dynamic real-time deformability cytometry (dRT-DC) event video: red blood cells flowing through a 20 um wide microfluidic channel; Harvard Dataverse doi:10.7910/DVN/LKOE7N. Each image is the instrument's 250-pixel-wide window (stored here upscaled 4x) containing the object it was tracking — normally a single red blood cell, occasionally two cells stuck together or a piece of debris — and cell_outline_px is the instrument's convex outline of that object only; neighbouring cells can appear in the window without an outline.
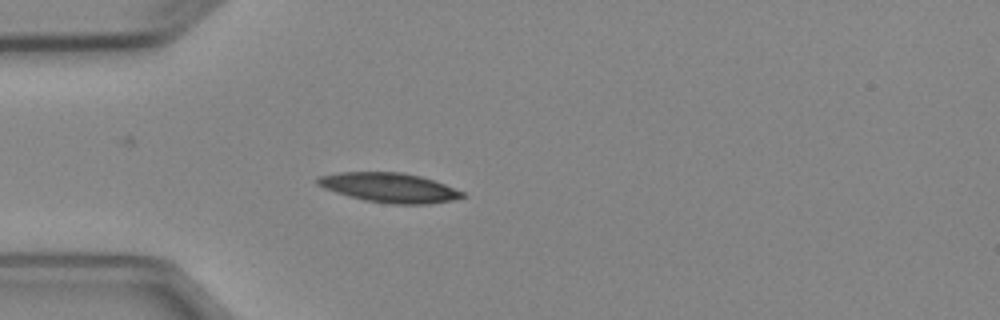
{"species": "Egyptian fruit bat (a non-hibernating species)", "species_latin": "Rousettus aegyptiacus", "temperature_condition": "cold", "stored_images_in_passage": 6, "camera_frame_rate_fps": 3000, "um_per_image_px": 0.085, "animal": {"sex": "female"}, "frame": {"image": 1, "passage_image": 6, "time_ms": 6.0, "image_size_px": [1000, 320], "cell_outline_px": [[464, 196], [452, 200], [428, 204], [392, 204], [364, 200], [348, 196], [324, 188], [316, 184], [316, 180], [320, 176], [340, 172], [400, 172], [420, 176], [444, 184], [464, 192]], "centroid_in_image_um": [33.07, 15.95], "position_along_channel_um": 51.9, "area_um2": 24.68}}